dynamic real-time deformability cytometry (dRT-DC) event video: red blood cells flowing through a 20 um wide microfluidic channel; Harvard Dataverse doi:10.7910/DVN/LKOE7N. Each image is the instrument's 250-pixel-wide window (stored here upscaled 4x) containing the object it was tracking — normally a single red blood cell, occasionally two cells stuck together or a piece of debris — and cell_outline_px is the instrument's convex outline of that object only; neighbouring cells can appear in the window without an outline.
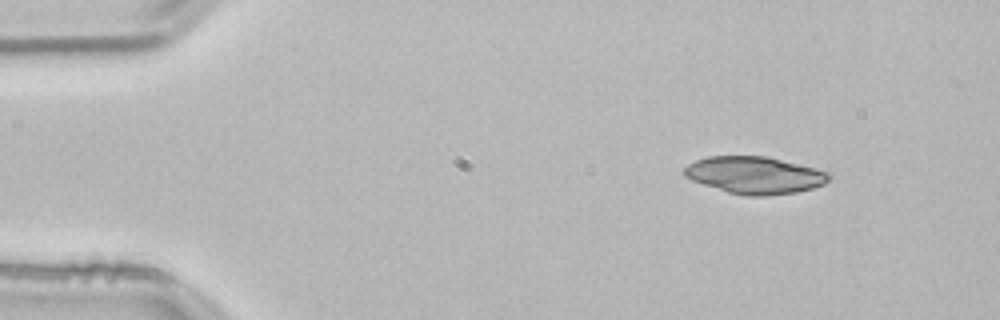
{"species": "common noctule bat (a hibernating species)", "species_latin": "Nyctalus noctula", "temperature_condition": "room temperature", "stored_images_in_passage": 47, "camera_frame_rate_fps": 3000, "um_per_image_px": 0.085, "animal": {"sex": "male", "body_mass_g": 21.5, "forearm_length_mm": 52.0}, "frame": {"image": 1, "passage_image": 1, "time_ms": 0.0, "image_size_px": [1000, 320], "cell_outline_px": [[832, 176], [824, 184], [812, 188], [796, 192], [764, 196], [748, 196], [728, 192], [692, 180], [684, 176], [684, 168], [688, 164], [696, 160], [708, 156], [768, 156], [832, 172]], "centroid_in_image_um": [64.19, 14.88], "position_along_channel_um": 20.8, "area_um2": 31.39}}